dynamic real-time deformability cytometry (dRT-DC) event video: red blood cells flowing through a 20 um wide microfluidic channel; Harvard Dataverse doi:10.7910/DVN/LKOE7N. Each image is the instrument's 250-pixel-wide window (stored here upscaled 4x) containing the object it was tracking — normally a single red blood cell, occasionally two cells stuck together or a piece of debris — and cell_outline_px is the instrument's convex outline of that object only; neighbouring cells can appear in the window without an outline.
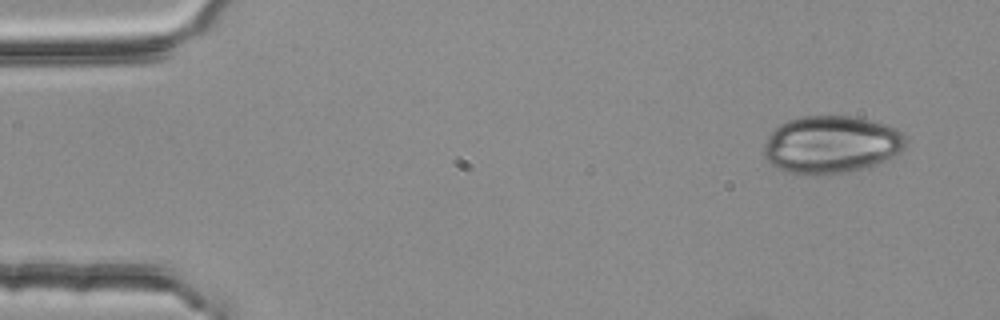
{"species": "common noctule bat (a hibernating species)", "species_latin": "Nyctalus noctula", "temperature_condition": "room temperature", "stored_images_in_passage": 9, "camera_frame_rate_fps": 3000, "um_per_image_px": 0.085, "animal": {"sex": "female", "body_mass_g": 25.1}, "frame": {"image": 1, "passage_image": 1, "time_ms": 0.0, "image_size_px": [1000, 320], "cell_outline_px": [[904, 148], [896, 156], [884, 164], [872, 168], [828, 176], [804, 176], [788, 172], [776, 168], [764, 156], [764, 144], [772, 128], [788, 120], [800, 116], [852, 116], [888, 124], [896, 128], [904, 136]], "centroid_in_image_um": [70.67, 12.33], "position_along_channel_um": 14.3, "area_um2": 49.01}}